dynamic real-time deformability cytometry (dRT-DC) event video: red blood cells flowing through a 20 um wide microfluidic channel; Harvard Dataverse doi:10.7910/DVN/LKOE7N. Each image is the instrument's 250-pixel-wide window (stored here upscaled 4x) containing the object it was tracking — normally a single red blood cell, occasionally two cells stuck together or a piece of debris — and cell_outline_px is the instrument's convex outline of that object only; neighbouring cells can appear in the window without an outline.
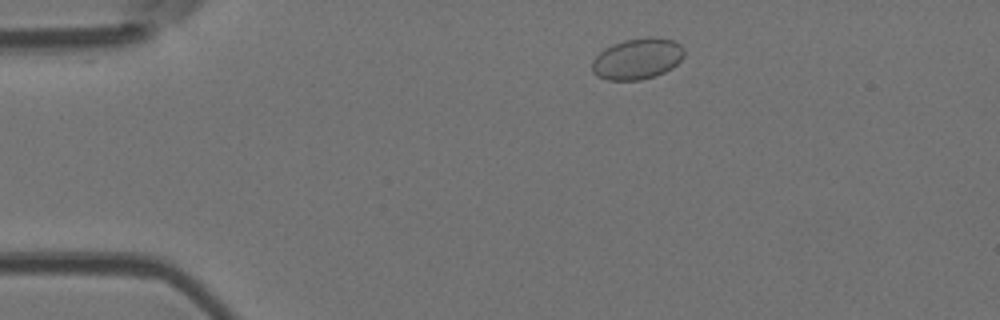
{"species": "Egyptian fruit bat (a non-hibernating species)", "species_latin": "Rousettus aegyptiacus", "temperature_condition": "room temperature", "stored_images_in_passage": 5, "camera_frame_rate_fps": 3000, "um_per_image_px": 0.085, "animal": {"sex": "female"}, "frame": {"image": 1, "passage_image": 5, "time_ms": 5.667, "image_size_px": [1000, 320], "cell_outline_px": [[684, 56], [672, 68], [664, 72], [640, 80], [608, 80], [592, 72], [592, 60], [604, 48], [612, 44], [624, 40], [648, 36], [656, 36], [676, 40], [684, 48]], "centroid_in_image_um": [54.19, 4.96], "position_along_channel_um": 30.8, "area_um2": 22.2}}